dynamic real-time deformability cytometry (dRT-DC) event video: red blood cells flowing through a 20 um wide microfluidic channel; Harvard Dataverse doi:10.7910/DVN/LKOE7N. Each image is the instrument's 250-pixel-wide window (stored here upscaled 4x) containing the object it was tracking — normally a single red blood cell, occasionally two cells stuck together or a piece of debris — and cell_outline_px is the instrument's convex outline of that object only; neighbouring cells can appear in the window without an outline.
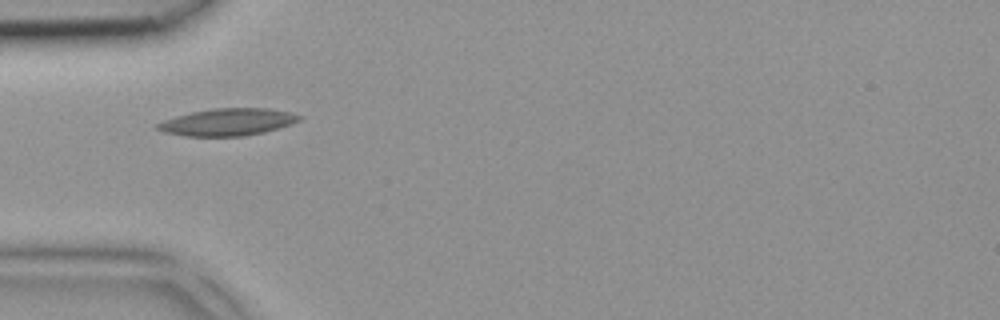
{"species": "common noctule bat (a hibernating species)", "species_latin": "Nyctalus noctula", "temperature_condition": "room temperature", "stored_images_in_passage": 1, "camera_frame_rate_fps": 3000, "um_per_image_px": 0.085, "animal": {"sex": "female", "body_mass_g": 18.4}, "frame": {"image": 1, "passage_image": 1, "time_ms": 0.0, "image_size_px": [1000, 320], "cell_outline_px": [[304, 116], [300, 120], [264, 132], [244, 136], [184, 136], [164, 132], [156, 128], [156, 124], [164, 120], [176, 116], [192, 112], [212, 108], [268, 108], [288, 112]], "centroid_in_image_um": [19.32, 10.37], "position_along_channel_um": 65.7, "area_um2": 22.25}}